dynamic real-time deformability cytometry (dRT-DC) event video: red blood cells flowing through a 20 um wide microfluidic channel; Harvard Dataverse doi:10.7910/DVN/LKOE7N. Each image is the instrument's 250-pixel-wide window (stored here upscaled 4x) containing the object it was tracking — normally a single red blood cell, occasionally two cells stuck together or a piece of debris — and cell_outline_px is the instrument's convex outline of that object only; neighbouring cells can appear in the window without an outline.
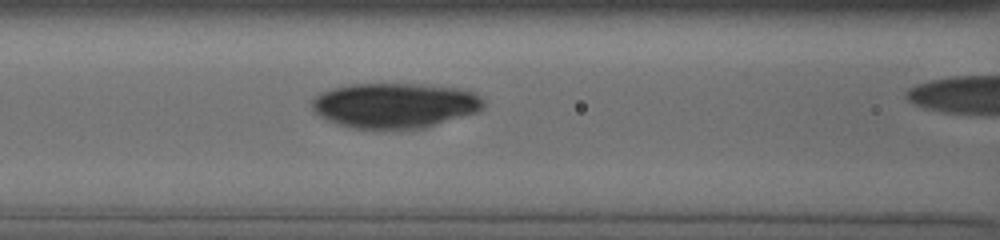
{"species": "human", "species_latin": "Homo sapiens", "temperature_condition": "cold", "stored_images_in_passage": 20, "camera_frame_rate_fps": 3000, "um_per_image_px": 0.085, "donor": {"sex": "male"}, "frame": {"image": 1, "passage_image": 12, "time_ms": 2.0, "image_size_px": [1000, 240], "cell_outline_px": [[484, 108], [476, 112], [424, 128], [356, 128], [340, 124], [328, 120], [320, 116], [312, 108], [312, 100], [320, 92], [332, 88], [348, 84], [428, 84], [460, 88], [472, 92], [480, 96], [484, 100]], "centroid_in_image_um": [33.58, 8.93], "position_along_channel_um": 133.0, "area_um2": 44.97}}
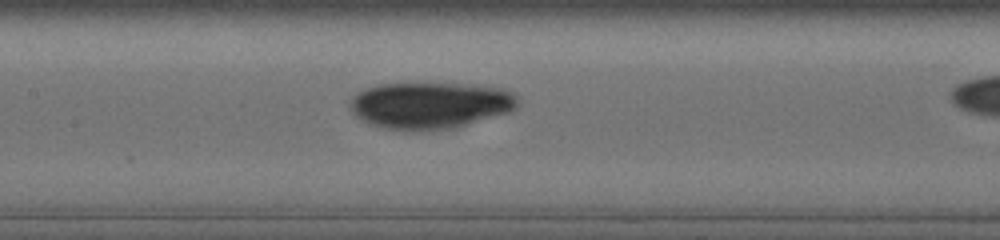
{"frame": {"image": 2, "passage_image": 17, "time_ms": 3.0, "image_size_px": [1000, 240], "cell_outline_px": [[520, 100], [516, 108], [508, 112], [456, 128], [424, 132], [404, 132], [384, 128], [372, 124], [356, 116], [352, 108], [352, 100], [360, 92], [368, 88], [380, 84], [468, 84], [504, 88], [512, 92]], "centroid_in_image_um": [36.64, 8.98], "position_along_channel_um": 170.8, "area_um2": 45.66}}